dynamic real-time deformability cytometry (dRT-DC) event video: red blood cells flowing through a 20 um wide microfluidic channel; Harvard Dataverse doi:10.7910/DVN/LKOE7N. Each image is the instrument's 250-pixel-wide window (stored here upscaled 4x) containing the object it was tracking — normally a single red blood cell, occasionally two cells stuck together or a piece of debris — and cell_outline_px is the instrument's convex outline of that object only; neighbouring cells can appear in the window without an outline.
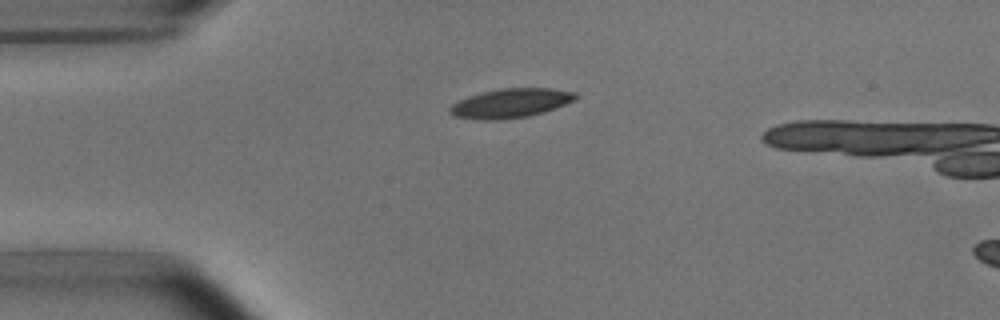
{"species": "common noctule bat (a hibernating species)", "species_latin": "Nyctalus noctula", "temperature_condition": "room temperature", "stored_images_in_passage": 2, "camera_frame_rate_fps": 3000, "um_per_image_px": 0.085, "animal": {"sex": "male", "body_mass_g": 15.6}, "frame": {"image": 1, "passage_image": 1, "time_ms": 0.0, "image_size_px": [1000, 320], "cell_outline_px": [[580, 96], [576, 100], [556, 108], [544, 112], [528, 116], [500, 120], [480, 120], [452, 116], [448, 112], [448, 108], [452, 104], [468, 96], [500, 88], [552, 88], [576, 92]], "centroid_in_image_um": [43.43, 8.77], "position_along_channel_um": 41.6, "area_um2": 21.68}}